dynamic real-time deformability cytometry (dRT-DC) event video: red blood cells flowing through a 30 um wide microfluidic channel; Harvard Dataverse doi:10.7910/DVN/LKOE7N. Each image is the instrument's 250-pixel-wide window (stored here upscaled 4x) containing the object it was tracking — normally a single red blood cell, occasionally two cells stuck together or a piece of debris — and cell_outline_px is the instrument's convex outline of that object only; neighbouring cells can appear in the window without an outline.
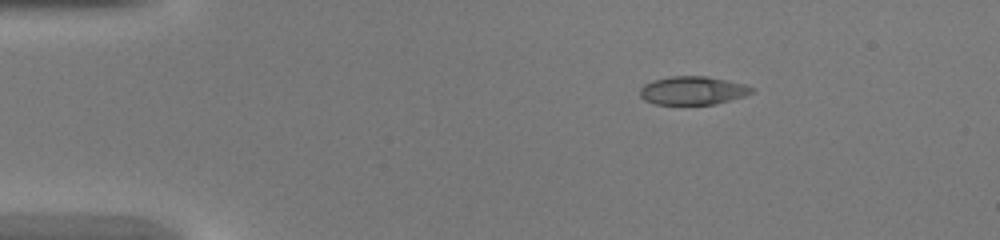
{"species": "common noctule bat (a hibernating species)", "species_latin": "Nyctalus noctula", "temperature_condition": "warm", "stored_images_in_passage": 38, "camera_frame_rate_fps": 3000, "um_per_image_px": 0.085, "animal": {"sex": "female", "body_mass_g": 20.0, "forearm_length_mm": 54.0}, "frame": {"image": 1, "passage_image": 1, "time_ms": 0.0, "image_size_px": [1000, 240], "cell_outline_px": [[756, 92], [744, 96], [716, 104], [656, 104], [644, 100], [640, 96], [640, 88], [644, 84], [652, 80], [672, 76], [708, 76], [744, 84], [756, 88]], "centroid_in_image_um": [58.91, 7.69], "position_along_channel_um": 26.1, "area_um2": 18.61}}
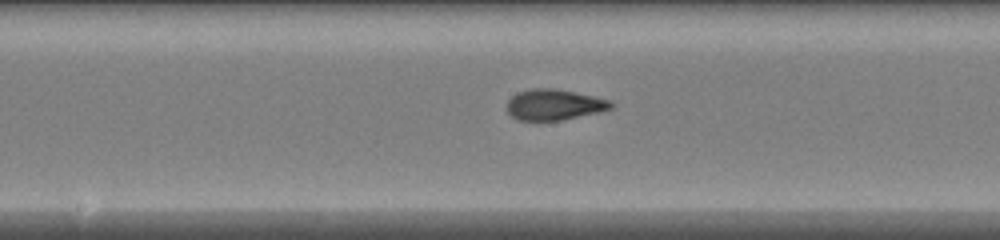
{"frame": {"image": 2, "passage_image": 17, "time_ms": 5.333, "image_size_px": [1000, 240], "cell_outline_px": [[616, 104], [612, 108], [600, 112], [560, 120], [516, 120], [508, 112], [508, 100], [516, 92], [532, 88], [552, 88], [592, 96], [608, 100]], "centroid_in_image_um": [47.09, 8.9], "position_along_channel_um": 201.1, "area_um2": 18.5}}
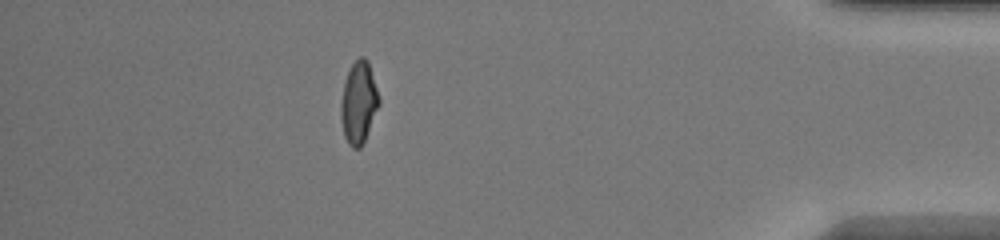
{"frame": {"image": 3, "passage_image": 33, "time_ms": 10.667, "image_size_px": [1000, 240], "cell_outline_px": [[380, 104], [364, 140], [360, 148], [352, 148], [348, 144], [344, 136], [340, 120], [340, 104], [344, 80], [352, 64], [360, 56], [364, 56], [368, 60], [380, 100]], "centroid_in_image_um": [30.47, 8.72], "position_along_channel_um": 404.7, "area_um2": 18.26}}